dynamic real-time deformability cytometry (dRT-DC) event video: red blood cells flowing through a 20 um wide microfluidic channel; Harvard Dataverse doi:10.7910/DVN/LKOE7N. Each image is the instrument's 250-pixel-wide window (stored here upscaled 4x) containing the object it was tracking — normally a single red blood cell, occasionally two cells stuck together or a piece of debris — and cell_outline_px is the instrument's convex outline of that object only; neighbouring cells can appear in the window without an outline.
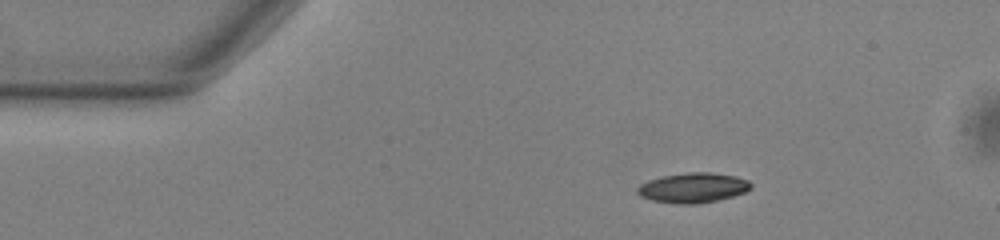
{"species": "common noctule bat (a hibernating species)", "species_latin": "Nyctalus noctula", "temperature_condition": "warm", "stored_images_in_passage": 46, "camera_frame_rate_fps": 3000, "um_per_image_px": 0.085, "animal": {"sex": "male", "body_mass_g": 13.0, "forearm_length_mm": 53.1}, "frame": {"image": 1, "passage_image": 1, "time_ms": 0.0, "image_size_px": [1000, 240], "cell_outline_px": [[752, 188], [744, 192], [732, 196], [716, 200], [696, 204], [680, 204], [652, 200], [640, 196], [636, 192], [636, 188], [640, 184], [648, 180], [664, 176], [688, 172], [712, 172], [736, 176], [748, 180], [752, 184]], "centroid_in_image_um": [58.9, 15.95], "position_along_channel_um": 26.1, "area_um2": 19.77}}
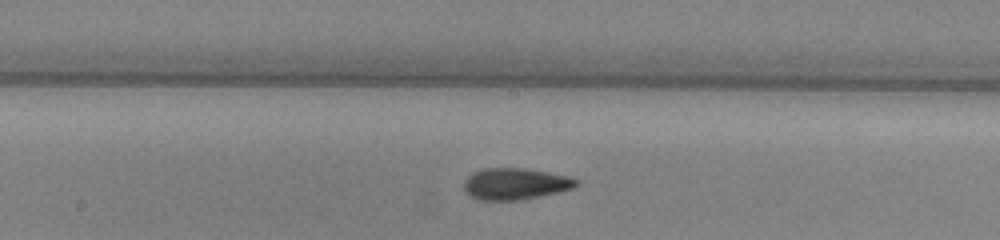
{"frame": {"image": 2, "passage_image": 20, "time_ms": 6.333, "image_size_px": [1000, 240], "cell_outline_px": [[580, 184], [572, 188], [556, 192], [520, 200], [480, 200], [464, 192], [464, 180], [472, 172], [484, 168], [524, 168], [548, 172], [568, 176], [580, 180]], "centroid_in_image_um": [43.78, 15.61], "position_along_channel_um": 204.4, "area_um2": 20.63}}
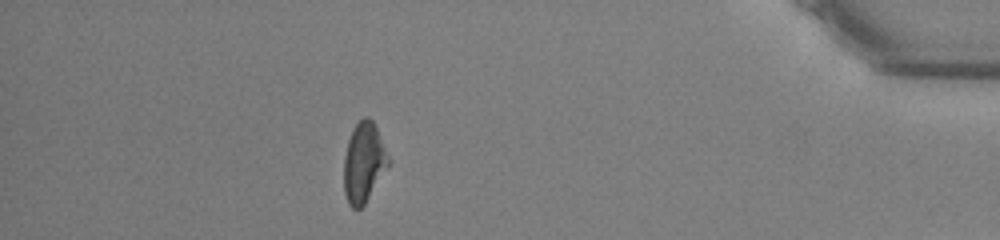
{"frame": {"image": 3, "passage_image": 40, "time_ms": 13.0, "image_size_px": [1000, 240], "cell_outline_px": [[388, 164], [364, 204], [360, 208], [352, 208], [348, 204], [344, 192], [344, 156], [348, 140], [352, 128], [364, 116], [368, 116], [376, 124], [388, 156]], "centroid_in_image_um": [30.89, 13.76], "position_along_channel_um": 404.3, "area_um2": 20.4}, "authors_computed_cell_mechanics": {"area_um2": 20.3745, "velocity_mm_per_s": 3.7832, "shape_relaxation_time_tau1_ms": 5.0816, "shape_relaxation_time_tau2_ms": 2.8422, "deformation_change_tau1": 0.1521, "deformation_change_tau2": 0.1086}}